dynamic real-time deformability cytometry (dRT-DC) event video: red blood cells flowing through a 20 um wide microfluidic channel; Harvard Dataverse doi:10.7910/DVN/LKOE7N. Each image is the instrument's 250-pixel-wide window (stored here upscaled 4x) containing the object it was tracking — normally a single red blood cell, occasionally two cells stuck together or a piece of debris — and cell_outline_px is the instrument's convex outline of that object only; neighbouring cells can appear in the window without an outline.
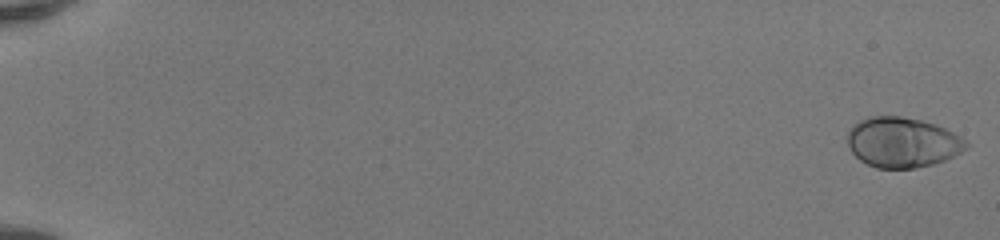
{"species": "human", "species_latin": "Homo sapiens", "temperature_condition": "room temperature", "stored_images_in_passage": 51, "camera_frame_rate_fps": 3000, "um_per_image_px": 0.085, "donor": {"sex": "female"}, "frame": {"image": 1, "passage_image": 1, "time_ms": 0.0, "image_size_px": [1000, 240], "cell_outline_px": [[972, 144], [968, 148], [944, 160], [932, 164], [916, 168], [876, 168], [860, 160], [848, 148], [848, 132], [852, 124], [868, 116], [900, 116], [920, 120], [936, 124], [960, 136]], "centroid_in_image_um": [76.7, 12.09], "position_along_channel_um": 8.3, "area_um2": 34.8}}
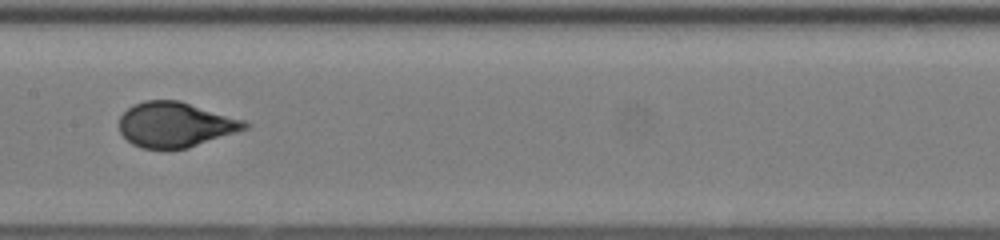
{"frame": {"image": 2, "passage_image": 29, "time_ms": 9.333, "image_size_px": [1000, 240], "cell_outline_px": [[252, 124], [248, 128], [188, 148], [140, 148], [132, 144], [120, 132], [120, 116], [132, 104], [144, 100], [180, 100], [244, 120]], "centroid_in_image_um": [14.9, 10.58], "position_along_channel_um": 192.5, "area_um2": 32.89}}
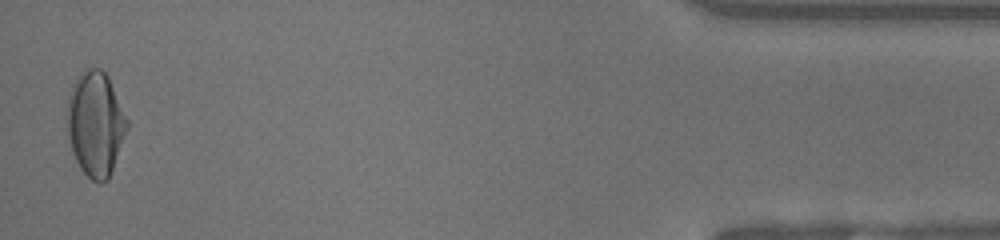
{"frame": {"image": 3, "passage_image": 51, "time_ms": 16.667, "image_size_px": [1000, 240], "cell_outline_px": [[128, 128], [108, 180], [100, 184], [92, 180], [80, 168], [72, 152], [68, 136], [68, 100], [72, 84], [76, 76], [84, 68], [100, 68], [108, 76], [128, 120]], "centroid_in_image_um": [8.12, 10.51], "position_along_channel_um": 427.1, "area_um2": 36.47}, "authors_computed_cell_mechanics": {"area_um2": 33.524, "velocity_mm_per_s": 4.1534, "shape_relaxation_time_tau1_ms": 3.9223, "shape_relaxation_time_tau2_ms": null, "deformation_change_tau1": 0.2003, "deformation_change_tau2": null}}